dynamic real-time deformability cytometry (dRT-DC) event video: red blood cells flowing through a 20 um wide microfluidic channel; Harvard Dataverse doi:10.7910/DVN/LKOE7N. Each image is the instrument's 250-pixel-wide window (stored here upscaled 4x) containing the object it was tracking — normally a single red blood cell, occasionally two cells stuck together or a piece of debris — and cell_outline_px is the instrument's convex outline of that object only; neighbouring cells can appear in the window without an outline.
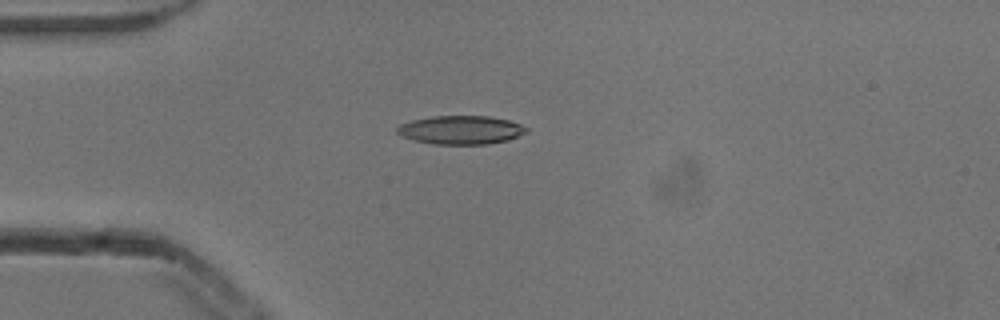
{"species": "common noctule bat (a hibernating species)", "species_latin": "Nyctalus noctula", "temperature_condition": "cold", "stored_images_in_passage": 1, "camera_frame_rate_fps": 3000, "um_per_image_px": 0.085, "animal": {"sex": "male", "body_mass_g": 13.3}, "frame": {"image": 1, "passage_image": 1, "time_ms": 0.0, "image_size_px": [1000, 320], "cell_outline_px": [[528, 132], [508, 140], [488, 144], [436, 144], [412, 140], [396, 132], [396, 128], [400, 124], [412, 120], [432, 116], [488, 116], [508, 120], [520, 124], [528, 128]], "centroid_in_image_um": [39.18, 11.04], "position_along_channel_um": 45.8, "area_um2": 21.5}}